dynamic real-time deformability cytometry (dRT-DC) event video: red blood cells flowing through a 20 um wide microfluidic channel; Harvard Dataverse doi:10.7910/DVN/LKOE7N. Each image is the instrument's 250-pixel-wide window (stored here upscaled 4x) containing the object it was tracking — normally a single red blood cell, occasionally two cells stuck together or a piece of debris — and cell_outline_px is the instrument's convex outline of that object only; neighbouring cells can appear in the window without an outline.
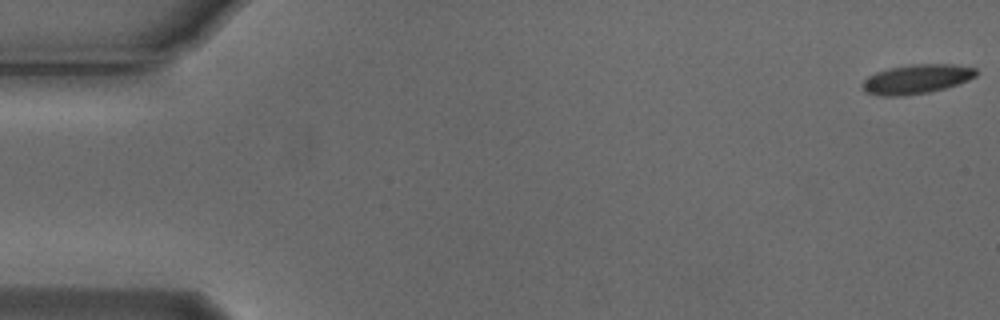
{"species": "Egyptian fruit bat (a non-hibernating species)", "species_latin": "Rousettus aegyptiacus", "temperature_condition": "cold", "stored_images_in_passage": 16, "camera_frame_rate_fps": 3000, "um_per_image_px": 0.085, "animal": {"sex": "male"}, "frame": {"image": 1, "passage_image": 1, "time_ms": 0.0, "image_size_px": [1000, 320], "cell_outline_px": [[976, 76], [968, 80], [944, 88], [928, 92], [900, 96], [880, 96], [864, 92], [864, 80], [868, 76], [876, 72], [892, 68], [912, 64], [952, 64], [976, 68]], "centroid_in_image_um": [77.9, 6.72], "position_along_channel_um": 7.1, "area_um2": 19.13}}
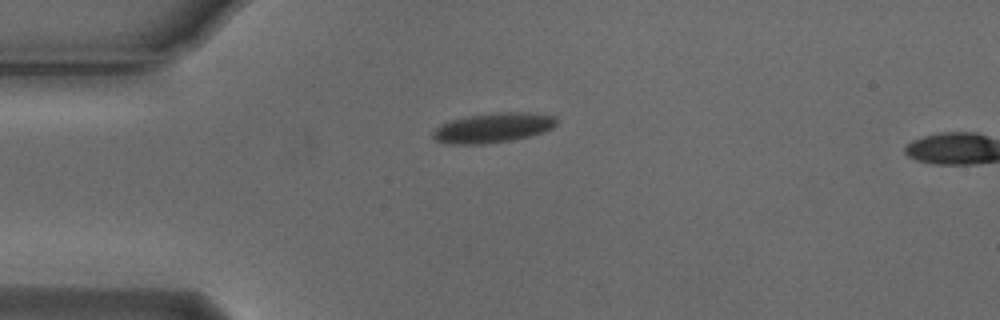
{"frame": {"image": 2, "passage_image": 14, "time_ms": 4.333, "image_size_px": [1000, 320], "cell_outline_px": [[556, 124], [552, 128], [544, 132], [512, 140], [484, 144], [444, 144], [436, 140], [432, 136], [432, 132], [440, 124], [452, 120], [472, 116], [500, 112], [528, 112], [556, 116]], "centroid_in_image_um": [41.91, 10.87], "position_along_channel_um": 43.1, "area_um2": 21.33}}